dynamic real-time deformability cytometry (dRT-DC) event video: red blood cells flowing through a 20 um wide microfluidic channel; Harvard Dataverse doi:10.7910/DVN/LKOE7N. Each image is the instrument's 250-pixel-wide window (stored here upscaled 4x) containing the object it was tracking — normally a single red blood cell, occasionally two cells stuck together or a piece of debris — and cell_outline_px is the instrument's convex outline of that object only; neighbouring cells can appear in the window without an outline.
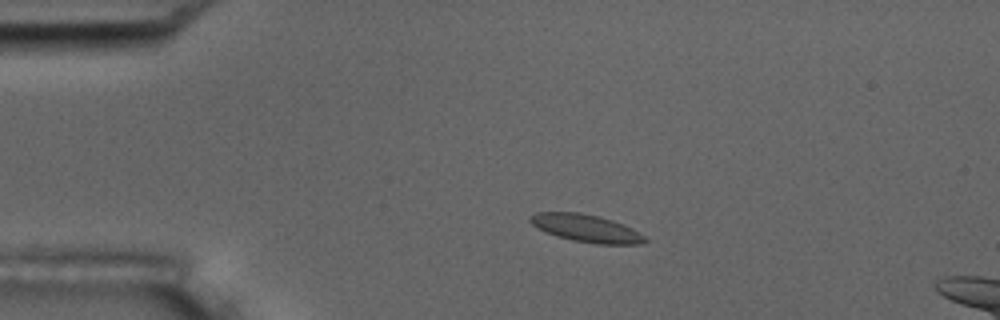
{"species": "common noctule bat (a hibernating species)", "species_latin": "Nyctalus noctula", "temperature_condition": "room temperature", "stored_images_in_passage": 8, "camera_frame_rate_fps": 3000, "um_per_image_px": 0.085, "animal": {"sex": "male", "body_mass_g": 17.5, "forearm_length_mm": 52.3}, "frame": {"image": 1, "passage_image": 2, "time_ms": 2.333, "image_size_px": [1000, 320], "cell_outline_px": [[648, 240], [640, 244], [596, 244], [572, 240], [556, 236], [544, 232], [536, 228], [528, 220], [528, 216], [536, 212], [580, 212], [612, 220], [624, 224], [632, 228], [644, 236]], "centroid_in_image_um": [49.77, 19.4], "position_along_channel_um": 35.2, "area_um2": 18.55}}
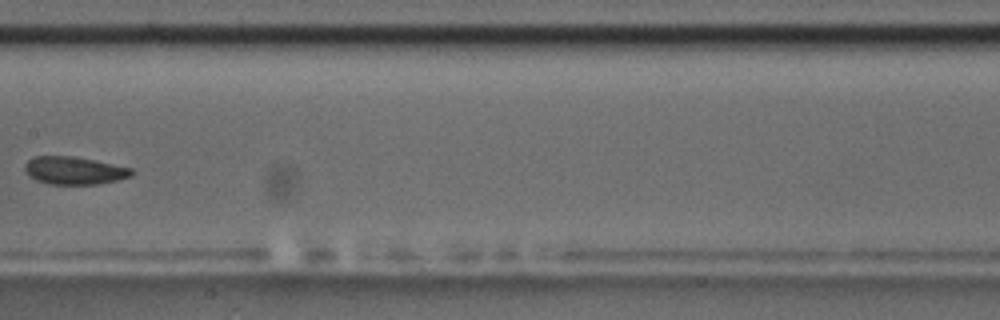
{"frame": {"image": 2, "passage_image": 7, "time_ms": 8.0, "image_size_px": [1000, 320], "cell_outline_px": [[136, 172], [132, 176], [120, 180], [96, 184], [48, 184], [36, 180], [28, 176], [24, 168], [24, 164], [32, 156], [72, 156], [96, 160], [132, 168]], "centroid_in_image_um": [6.33, 14.49], "position_along_channel_um": 201.1, "area_um2": 17.57}}
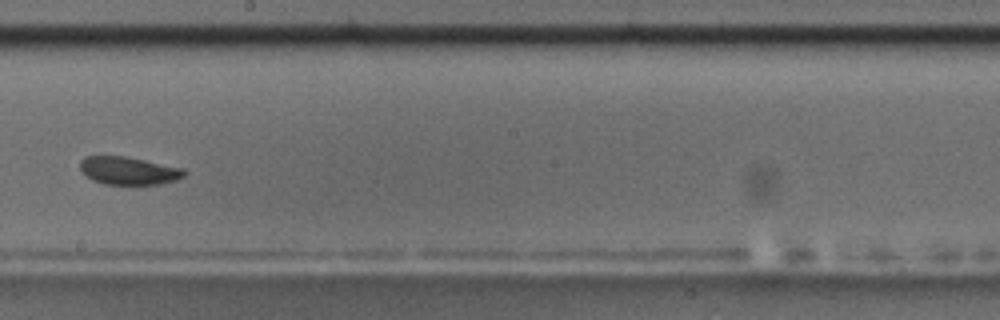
{"frame": {"image": 3, "passage_image": 8, "time_ms": 9.0, "image_size_px": [1000, 320], "cell_outline_px": [[188, 172], [184, 176], [176, 180], [160, 184], [104, 184], [92, 180], [80, 168], [80, 160], [84, 156], [128, 156], [184, 168]], "centroid_in_image_um": [10.97, 14.5], "position_along_channel_um": 237.2, "area_um2": 17.05}}